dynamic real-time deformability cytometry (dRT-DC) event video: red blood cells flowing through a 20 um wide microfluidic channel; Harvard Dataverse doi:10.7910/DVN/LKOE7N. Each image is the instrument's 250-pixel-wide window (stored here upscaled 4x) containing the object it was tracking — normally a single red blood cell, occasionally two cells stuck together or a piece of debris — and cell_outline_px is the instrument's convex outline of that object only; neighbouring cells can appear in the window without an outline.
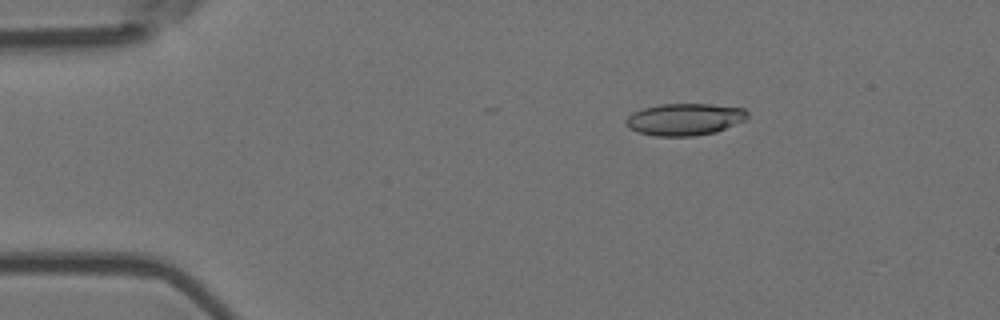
{"species": "Egyptian fruit bat (a non-hibernating species)", "species_latin": "Rousettus aegyptiacus", "temperature_condition": "room temperature", "stored_images_in_passage": 9, "camera_frame_rate_fps": 3000, "um_per_image_px": 0.085, "animal": {"sex": "female"}, "frame": {"image": 1, "passage_image": 2, "time_ms": 0.333, "image_size_px": [1000, 320], "cell_outline_px": [[748, 116], [744, 120], [716, 132], [692, 136], [656, 136], [636, 132], [628, 128], [624, 124], [624, 120], [632, 112], [644, 108], [660, 104], [712, 104], [744, 108], [748, 112]], "centroid_in_image_um": [58.15, 10.14], "position_along_channel_um": 26.8, "area_um2": 22.77}}
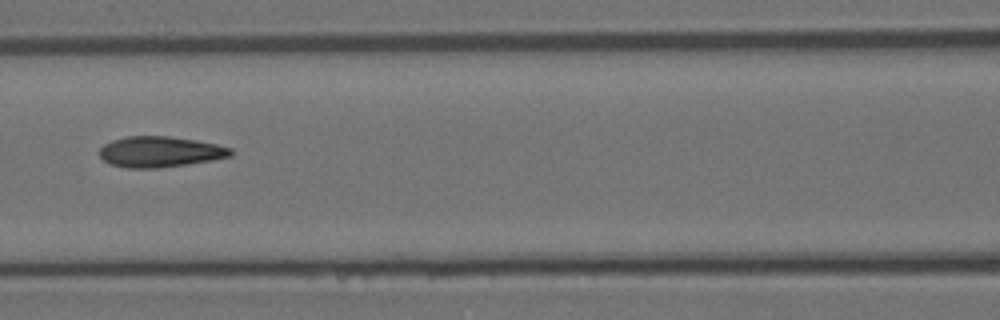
{"frame": {"image": 2, "passage_image": 6, "time_ms": 1.667, "image_size_px": [1000, 320], "cell_outline_px": [[232, 156], [212, 160], [188, 164], [156, 168], [128, 168], [112, 164], [104, 160], [100, 156], [100, 148], [104, 144], [112, 140], [124, 136], [168, 136], [196, 140], [216, 144], [232, 148]], "centroid_in_image_um": [13.61, 12.89], "position_along_channel_um": 153.0, "area_um2": 23.47}}
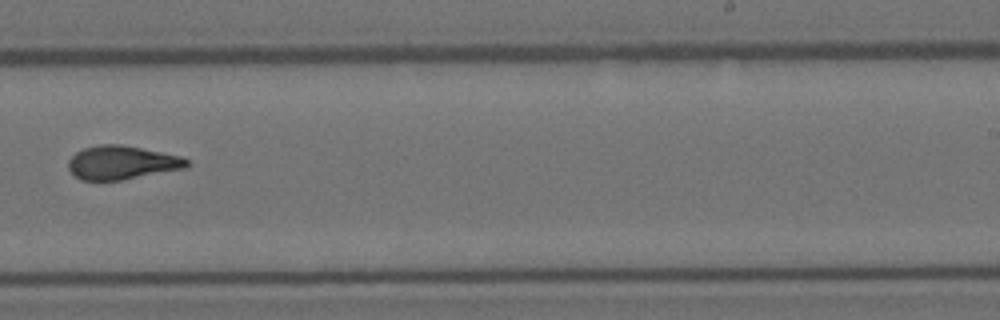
{"frame": {"image": 3, "passage_image": 9, "time_ms": 2.667, "image_size_px": [1000, 320], "cell_outline_px": [[188, 168], [120, 180], [80, 180], [68, 168], [68, 160], [76, 152], [84, 148], [100, 144], [120, 144], [180, 156], [188, 160]], "centroid_in_image_um": [10.35, 13.82], "position_along_channel_um": 278.7, "area_um2": 23.06}}